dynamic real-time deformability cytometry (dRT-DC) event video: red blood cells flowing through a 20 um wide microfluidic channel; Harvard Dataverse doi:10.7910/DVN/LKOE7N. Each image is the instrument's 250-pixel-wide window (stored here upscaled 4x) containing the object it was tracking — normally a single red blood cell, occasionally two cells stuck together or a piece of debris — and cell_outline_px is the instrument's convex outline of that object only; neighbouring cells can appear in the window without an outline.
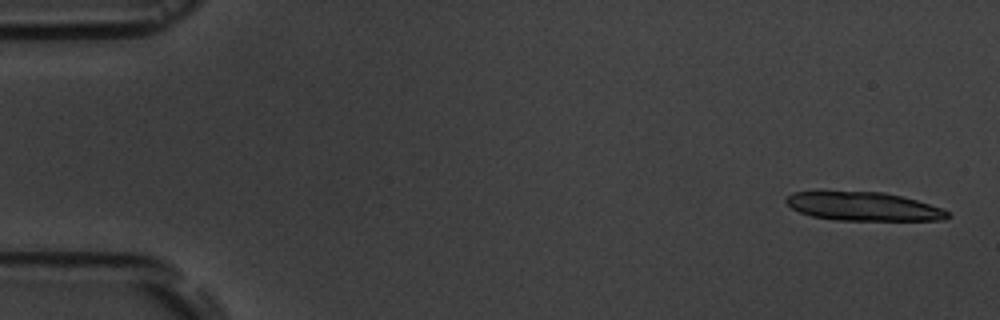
{"species": "common noctule bat (a hibernating species)", "species_latin": "Nyctalus noctula", "temperature_condition": "room temperature", "stored_images_in_passage": 5, "camera_frame_rate_fps": 3000, "um_per_image_px": 0.085, "animal": {"sex": "male", "body_mass_g": 19.5, "forearm_length_mm": 54.6}, "frame": {"image": 1, "passage_image": 1, "time_ms": 0.0, "image_size_px": [1000, 320], "cell_outline_px": [[952, 216], [944, 220], [836, 220], [812, 216], [800, 212], [792, 208], [784, 200], [792, 192], [884, 192], [916, 200], [940, 208], [948, 212]], "centroid_in_image_um": [73.4, 17.56], "position_along_channel_um": 11.6, "area_um2": 26.59}}